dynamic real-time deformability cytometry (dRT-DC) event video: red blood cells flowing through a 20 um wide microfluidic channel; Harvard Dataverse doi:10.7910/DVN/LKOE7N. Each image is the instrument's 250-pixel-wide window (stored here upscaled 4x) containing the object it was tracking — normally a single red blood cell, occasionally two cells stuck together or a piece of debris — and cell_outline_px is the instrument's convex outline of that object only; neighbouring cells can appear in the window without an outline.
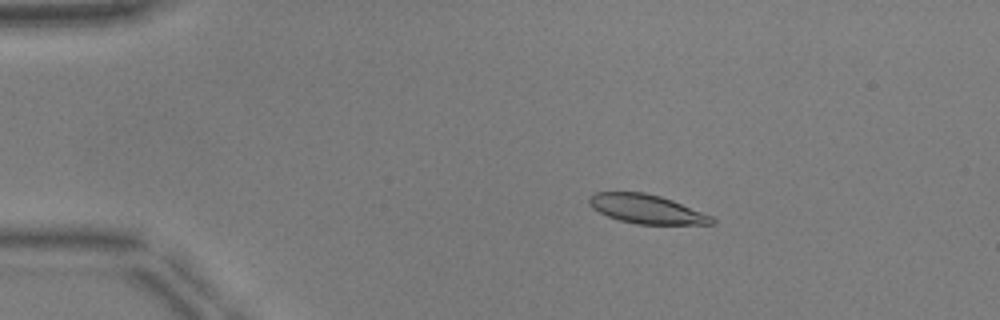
{"species": "common noctule bat (a hibernating species)", "species_latin": "Nyctalus noctula", "temperature_condition": "warm", "stored_images_in_passage": 52, "camera_frame_rate_fps": 3000, "um_per_image_px": 0.085, "animal": {"sex": "male", "body_mass_g": 17.9, "forearm_length_mm": 54.2}, "frame": {"image": 1, "passage_image": 10, "time_ms": 3.0, "image_size_px": [1000, 320], "cell_outline_px": [[716, 224], [636, 224], [620, 220], [608, 216], [592, 208], [588, 204], [588, 196], [596, 192], [644, 192], [660, 196], [672, 200], [712, 216], [716, 220]], "centroid_in_image_um": [54.94, 17.76], "position_along_channel_um": 30.1, "area_um2": 20.69}}
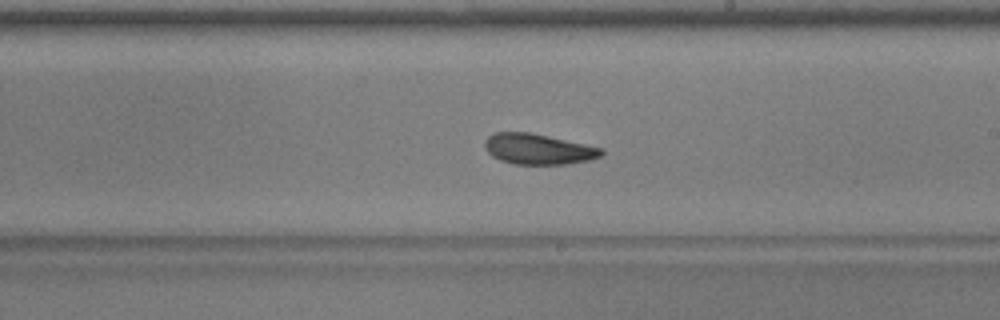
{"frame": {"image": 2, "passage_image": 31, "time_ms": 10.0, "image_size_px": [1000, 320], "cell_outline_px": [[604, 152], [600, 156], [588, 160], [568, 164], [516, 164], [500, 160], [492, 156], [484, 148], [484, 140], [488, 136], [496, 132], [528, 132], [548, 136], [604, 148]], "centroid_in_image_um": [45.73, 12.67], "position_along_channel_um": 243.3, "area_um2": 20.75}}
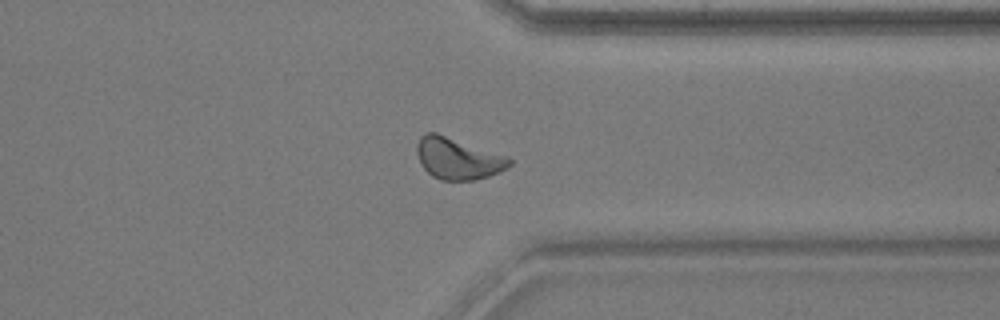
{"frame": {"image": 3, "passage_image": 41, "time_ms": 13.333, "image_size_px": [1000, 320], "cell_outline_px": [[512, 164], [500, 172], [488, 176], [472, 180], [440, 180], [432, 176], [420, 164], [416, 152], [416, 144], [420, 136], [424, 132], [436, 132], [508, 156], [512, 160]], "centroid_in_image_um": [38.9, 13.46], "position_along_channel_um": 372.5, "area_um2": 22.6}, "authors_computed_cell_mechanics": {"area_um2": 21.3571, "velocity_mm_per_s": 3.9132, "shape_relaxation_time_tau1_ms": 5.0537, "shape_relaxation_time_tau2_ms": 2.5736, "deformation_change_tau1": 0.1241, "deformation_change_tau2": 0.0677}}